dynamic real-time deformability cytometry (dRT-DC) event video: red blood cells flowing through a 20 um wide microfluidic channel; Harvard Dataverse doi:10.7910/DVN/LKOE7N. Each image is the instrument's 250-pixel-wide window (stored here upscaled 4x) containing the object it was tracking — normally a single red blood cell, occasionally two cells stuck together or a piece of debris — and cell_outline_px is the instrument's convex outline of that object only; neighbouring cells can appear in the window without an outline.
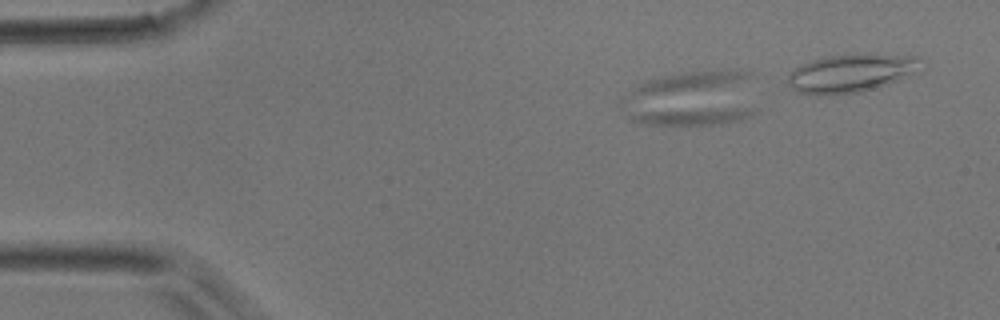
{"species": "common noctule bat (a hibernating species)", "species_latin": "Nyctalus noctula", "temperature_condition": "room temperature", "stored_images_in_passage": 20, "camera_frame_rate_fps": 3000, "um_per_image_px": 0.085, "animal": {"sex": "male", "body_mass_g": 17.9}, "frame": {"image": 1, "passage_image": 6, "time_ms": 1.667, "image_size_px": [1000, 320], "cell_outline_px": [[756, 112], [752, 116], [740, 120], [724, 124], [640, 124], [628, 120], [628, 112], [736, 108], [756, 108]], "centroid_in_image_um": [58.8, 9.89], "position_along_channel_um": 26.2, "area_um2": 12.02}}